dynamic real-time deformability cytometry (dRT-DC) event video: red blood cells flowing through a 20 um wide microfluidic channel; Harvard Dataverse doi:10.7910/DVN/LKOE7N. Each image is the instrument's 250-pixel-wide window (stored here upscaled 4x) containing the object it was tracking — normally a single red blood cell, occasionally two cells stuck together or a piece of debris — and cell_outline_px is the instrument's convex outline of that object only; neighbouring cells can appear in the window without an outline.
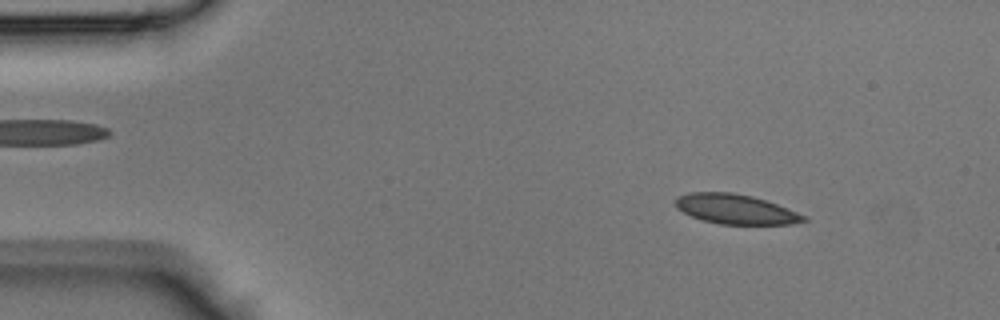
{"species": "Egyptian fruit bat (a non-hibernating species)", "species_latin": "Rousettus aegyptiacus", "temperature_condition": "room temperature", "stored_images_in_passage": 44, "camera_frame_rate_fps": 3000, "um_per_image_px": 0.085, "animal": {"sex": "male"}, "frame": {"image": 1, "passage_image": 6, "time_ms": 1.667, "image_size_px": [1000, 320], "cell_outline_px": [[808, 220], [792, 224], [720, 224], [704, 220], [692, 216], [676, 208], [676, 196], [688, 192], [732, 192], [752, 196], [788, 208], [808, 216]], "centroid_in_image_um": [62.54, 17.77], "position_along_channel_um": 22.5, "area_um2": 22.2}}
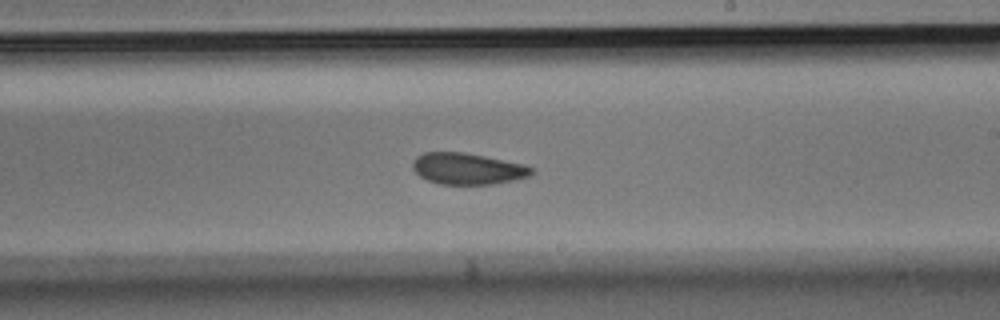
{"frame": {"image": 2, "passage_image": 26, "time_ms": 8.333, "image_size_px": [1000, 320], "cell_outline_px": [[536, 172], [528, 176], [516, 180], [492, 184], [440, 184], [428, 180], [420, 176], [412, 168], [412, 164], [416, 156], [424, 152], [464, 152], [524, 164], [536, 168]], "centroid_in_image_um": [39.78, 14.34], "position_along_channel_um": 249.2, "area_um2": 21.85}}
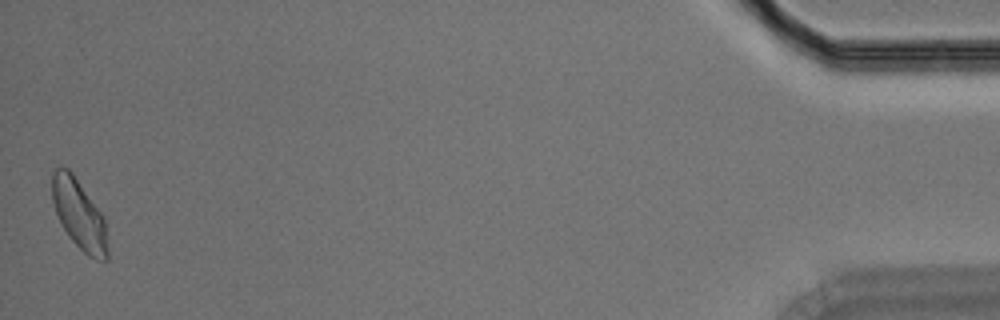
{"frame": {"image": 3, "passage_image": 44, "time_ms": 14.333, "image_size_px": [1000, 320], "cell_outline_px": [[108, 260], [96, 260], [88, 256], [68, 236], [56, 212], [52, 200], [52, 172], [56, 168], [68, 168], [72, 172], [104, 216], [108, 248]], "centroid_in_image_um": [6.74, 18.24], "position_along_channel_um": 428.5, "area_um2": 22.43}}